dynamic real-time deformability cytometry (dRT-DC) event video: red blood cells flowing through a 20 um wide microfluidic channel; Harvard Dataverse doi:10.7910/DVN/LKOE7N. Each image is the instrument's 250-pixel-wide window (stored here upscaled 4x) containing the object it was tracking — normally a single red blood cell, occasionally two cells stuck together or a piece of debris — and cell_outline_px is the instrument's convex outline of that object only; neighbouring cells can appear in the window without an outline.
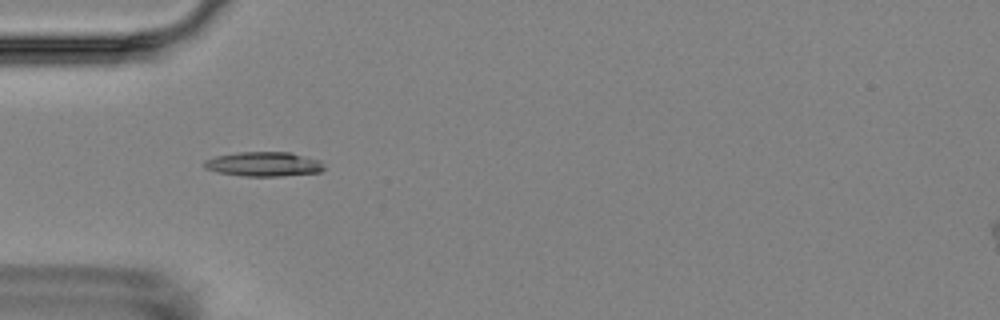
{"species": "Egyptian fruit bat (a non-hibernating species)", "species_latin": "Rousettus aegyptiacus", "temperature_condition": "room temperature", "stored_images_in_passage": 6, "camera_frame_rate_fps": 3000, "um_per_image_px": 0.085, "animal": {"sex": "female"}, "frame": {"image": 1, "passage_image": 5, "time_ms": 4.667, "image_size_px": [1000, 320], "cell_outline_px": [[324, 168], [320, 172], [280, 176], [244, 176], [216, 172], [204, 168], [204, 160], [216, 156], [236, 152], [292, 152], [320, 160]], "centroid_in_image_um": [22.4, 13.94], "position_along_channel_um": 62.6, "area_um2": 17.17}}
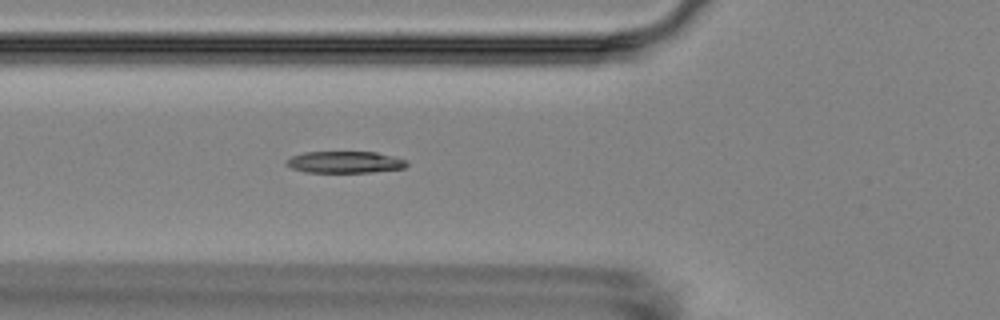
{"frame": {"image": 2, "passage_image": 6, "time_ms": 5.667, "image_size_px": [1000, 320], "cell_outline_px": [[408, 164], [404, 168], [372, 172], [304, 172], [292, 168], [284, 164], [292, 156], [304, 152], [376, 152], [408, 160]], "centroid_in_image_um": [29.33, 13.78], "position_along_channel_um": 96.5, "area_um2": 15.2}}